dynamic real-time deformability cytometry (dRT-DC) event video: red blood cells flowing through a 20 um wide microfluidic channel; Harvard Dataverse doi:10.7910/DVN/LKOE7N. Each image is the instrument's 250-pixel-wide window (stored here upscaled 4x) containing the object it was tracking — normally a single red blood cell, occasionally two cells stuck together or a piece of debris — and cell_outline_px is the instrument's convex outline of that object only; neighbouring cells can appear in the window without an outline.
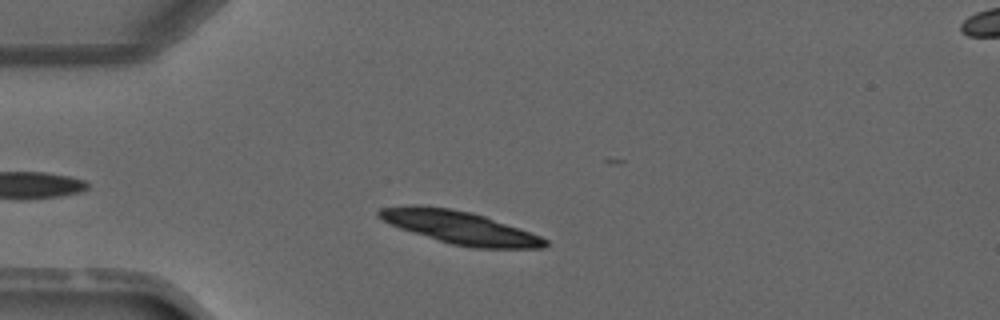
{"species": "common noctule bat (a hibernating species)", "species_latin": "Nyctalus noctula", "temperature_condition": "warm", "stored_images_in_passage": 3, "segment_of_instrument_passage": [1, 2], "camera_frame_rate_fps": 3000, "um_per_image_px": 0.085, "animal": {"sex": "male", "forearm_length_mm": 52.5}, "frame": {"image": 1, "passage_image": 2, "time_ms": 1.0, "image_size_px": [1000, 320], "cell_outline_px": [[548, 244], [544, 248], [472, 248], [452, 244], [412, 232], [400, 228], [376, 216], [376, 212], [380, 208], [408, 204], [420, 204], [448, 208], [472, 212], [484, 216], [540, 236], [548, 240]], "centroid_in_image_um": [39.04, 19.32], "position_along_channel_um": 46.0, "area_um2": 31.62}}